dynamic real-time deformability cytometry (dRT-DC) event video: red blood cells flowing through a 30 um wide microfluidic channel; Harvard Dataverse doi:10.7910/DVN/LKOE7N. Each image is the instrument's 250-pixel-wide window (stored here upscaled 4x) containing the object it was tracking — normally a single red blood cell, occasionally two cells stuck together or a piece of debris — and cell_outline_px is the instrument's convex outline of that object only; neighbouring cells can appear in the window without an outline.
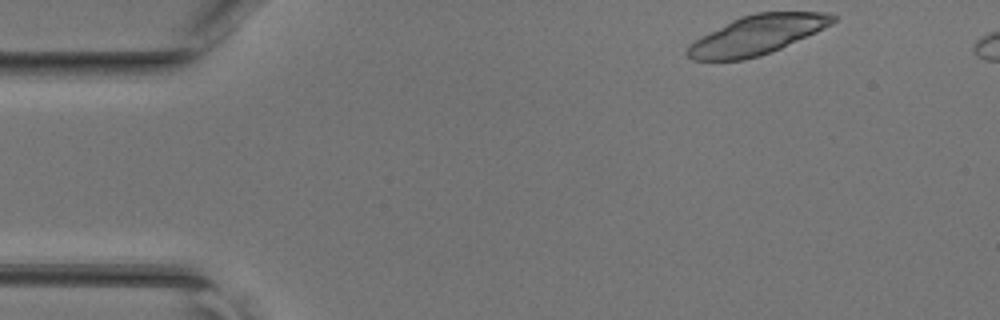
{"species": "common noctule bat (a hibernating species)", "species_latin": "Nyctalus noctula", "temperature_condition": "room temperature", "stored_images_in_passage": 5, "camera_frame_rate_fps": 3000, "um_per_image_px": 0.085, "animal": {"sex": "female", "body_mass_g": 17.0, "forearm_length_mm": 48.0}, "frame": {"image": 1, "passage_image": 1, "time_ms": 0.0, "image_size_px": [1000, 320], "cell_outline_px": [[836, 20], [832, 24], [816, 32], [780, 48], [760, 56], [744, 60], [692, 60], [684, 52], [688, 44], [700, 36], [740, 16], [756, 12], [828, 12], [836, 16]], "centroid_in_image_um": [64.32, 2.97], "position_along_channel_um": 20.7, "area_um2": 33.23}}